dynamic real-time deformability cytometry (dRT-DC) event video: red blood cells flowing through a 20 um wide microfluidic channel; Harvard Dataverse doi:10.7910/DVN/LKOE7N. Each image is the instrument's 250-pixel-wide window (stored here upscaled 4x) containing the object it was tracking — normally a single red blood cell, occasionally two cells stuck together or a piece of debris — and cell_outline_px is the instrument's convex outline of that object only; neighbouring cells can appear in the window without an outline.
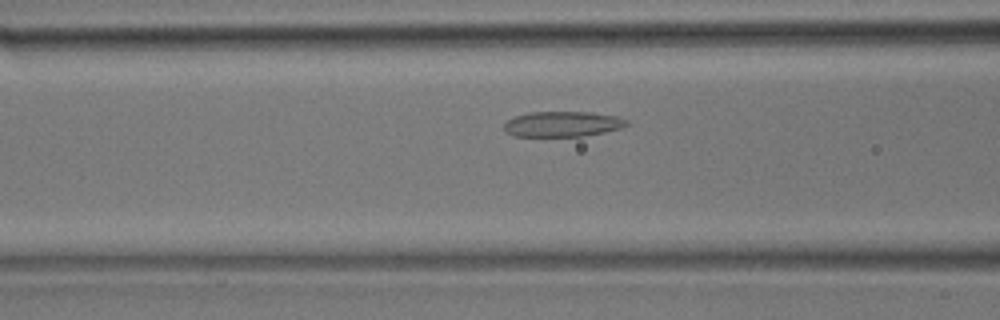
{"species": "common noctule bat (a hibernating species)", "species_latin": "Nyctalus noctula", "temperature_condition": "room temperature", "stored_images_in_passage": 38, "camera_frame_rate_fps": 3000, "um_per_image_px": 0.085, "animal": {"sex": "male", "body_mass_g": 17.9}, "frame": {"image": 1, "passage_image": 11, "time_ms": 3.333, "image_size_px": [1000, 320], "cell_outline_px": [[628, 124], [620, 128], [604, 132], [584, 136], [512, 136], [504, 132], [504, 124], [508, 120], [516, 116], [528, 112], [588, 112], [616, 116], [628, 120]], "centroid_in_image_um": [47.78, 10.55], "position_along_channel_um": 118.8, "area_um2": 18.09}}
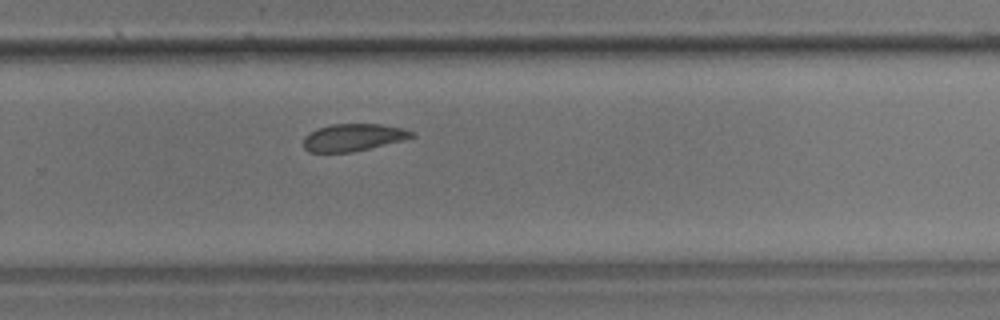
{"frame": {"image": 2, "passage_image": 23, "time_ms": 7.333, "image_size_px": [1000, 320], "cell_outline_px": [[416, 136], [404, 140], [352, 152], [308, 152], [304, 148], [304, 136], [316, 128], [332, 124], [380, 124], [404, 128], [416, 132]], "centroid_in_image_um": [30.05, 11.67], "position_along_channel_um": 299.8, "area_um2": 17.34}}
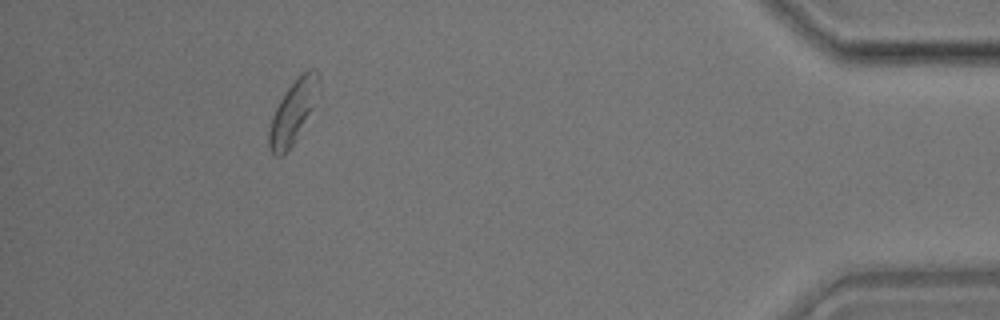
{"frame": {"image": 3, "passage_image": 34, "time_ms": 11.0, "image_size_px": [1000, 320], "cell_outline_px": [[320, 96], [292, 144], [280, 156], [276, 156], [268, 148], [268, 132], [272, 116], [280, 100], [288, 88], [300, 72], [308, 68], [316, 68], [320, 92]], "centroid_in_image_um": [24.93, 9.44], "position_along_channel_um": 410.3, "area_um2": 18.09}}